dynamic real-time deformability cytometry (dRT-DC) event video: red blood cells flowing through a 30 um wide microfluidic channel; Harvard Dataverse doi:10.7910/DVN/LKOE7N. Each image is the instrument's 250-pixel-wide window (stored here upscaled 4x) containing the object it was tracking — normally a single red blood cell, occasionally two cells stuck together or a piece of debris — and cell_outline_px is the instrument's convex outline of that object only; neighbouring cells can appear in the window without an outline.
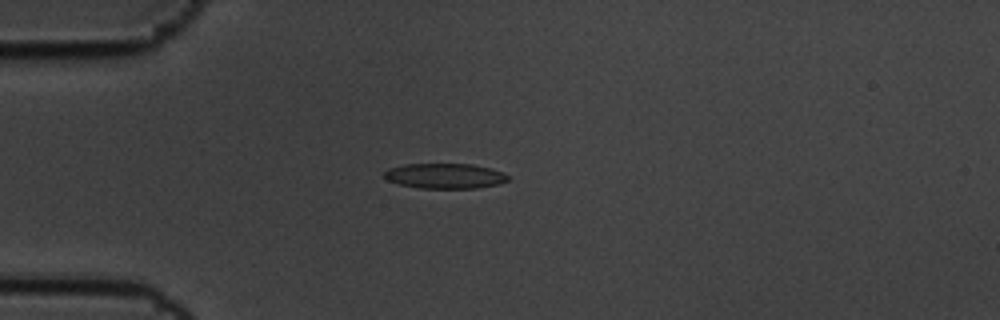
{"species": "common noctule bat (a hibernating species)", "species_latin": "Nyctalus noctula", "temperature_condition": "cold", "stored_images_in_passage": 6, "camera_frame_rate_fps": 3000, "um_per_image_px": 0.085, "animal": {"sex": "male", "body_mass_g": 19.5, "forearm_length_mm": 54.6}, "frame": {"image": 1, "passage_image": 4, "time_ms": 1.0, "image_size_px": [1000, 320], "cell_outline_px": [[508, 180], [500, 184], [476, 188], [420, 188], [400, 184], [388, 180], [384, 176], [384, 172], [388, 168], [404, 164], [472, 164], [492, 168], [504, 172], [508, 176]], "centroid_in_image_um": [37.85, 14.95], "position_along_channel_um": 47.2, "area_um2": 18.21}}
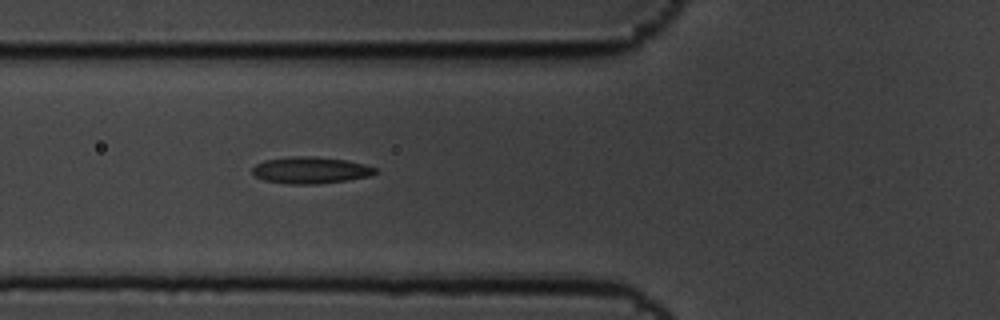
{"frame": {"image": 2, "passage_image": 6, "time_ms": 1.667, "image_size_px": [1000, 320], "cell_outline_px": [[376, 172], [372, 176], [348, 180], [316, 184], [288, 184], [264, 180], [256, 176], [252, 172], [252, 168], [256, 164], [264, 160], [292, 156], [316, 156], [348, 160], [364, 164], [376, 168]], "centroid_in_image_um": [26.41, 14.46], "position_along_channel_um": 99.4, "area_um2": 19.25}}